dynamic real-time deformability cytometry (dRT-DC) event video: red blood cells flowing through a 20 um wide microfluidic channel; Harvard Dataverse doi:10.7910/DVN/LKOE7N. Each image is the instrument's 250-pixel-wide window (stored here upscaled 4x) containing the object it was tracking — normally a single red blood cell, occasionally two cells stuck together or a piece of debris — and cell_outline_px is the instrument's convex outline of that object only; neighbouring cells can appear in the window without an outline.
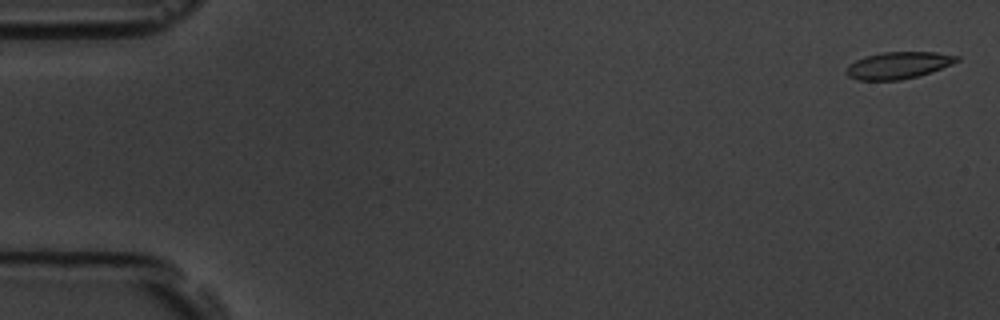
{"species": "common noctule bat (a hibernating species)", "species_latin": "Nyctalus noctula", "temperature_condition": "room temperature", "stored_images_in_passage": 6, "camera_frame_rate_fps": 3000, "um_per_image_px": 0.085, "animal": {"sex": "male", "body_mass_g": 19.5, "forearm_length_mm": 54.6}, "frame": {"image": 1, "passage_image": 1, "time_ms": 0.0, "image_size_px": [1000, 320], "cell_outline_px": [[960, 60], [952, 64], [916, 76], [900, 80], [856, 80], [848, 76], [844, 72], [848, 64], [864, 56], [884, 52], [936, 52], [960, 56]], "centroid_in_image_um": [76.31, 5.54], "position_along_channel_um": 8.7, "area_um2": 17.28}}
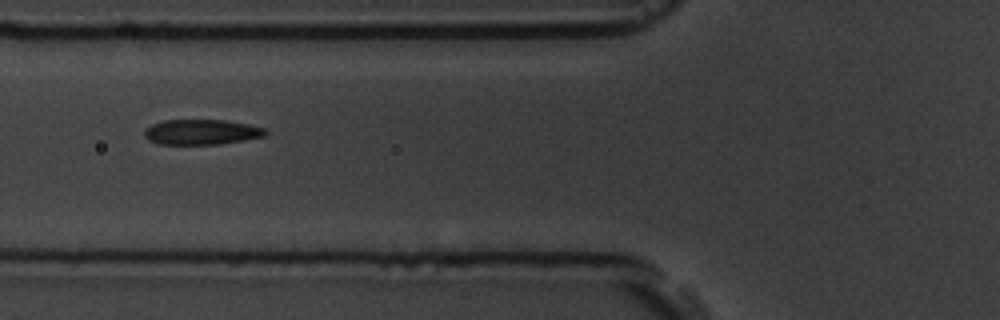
{"frame": {"image": 2, "passage_image": 5, "time_ms": 6.667, "image_size_px": [1000, 320], "cell_outline_px": [[268, 136], [220, 144], [160, 144], [148, 140], [144, 136], [144, 132], [152, 124], [164, 120], [224, 120], [248, 124], [264, 128], [268, 132]], "centroid_in_image_um": [17.16, 11.22], "position_along_channel_um": 108.6, "area_um2": 17.8}}
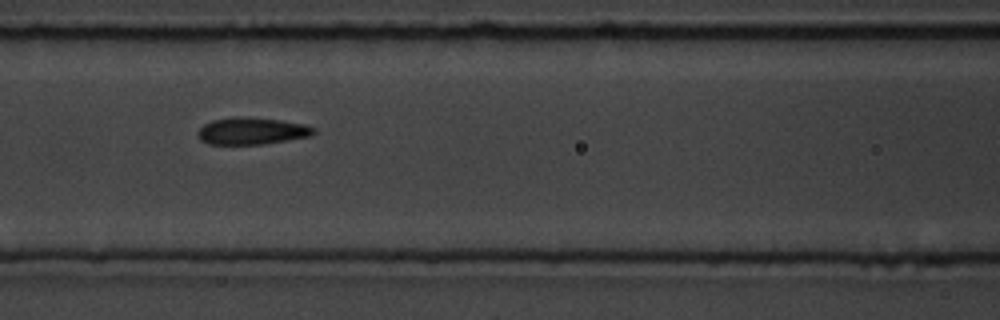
{"frame": {"image": 3, "passage_image": 6, "time_ms": 7.667, "image_size_px": [1000, 320], "cell_outline_px": [[316, 132], [308, 136], [288, 140], [264, 144], [208, 144], [200, 140], [196, 136], [196, 132], [204, 124], [212, 120], [232, 116], [240, 116], [280, 120], [304, 124], [316, 128]], "centroid_in_image_um": [21.36, 11.13], "position_along_channel_um": 145.2, "area_um2": 18.38}}